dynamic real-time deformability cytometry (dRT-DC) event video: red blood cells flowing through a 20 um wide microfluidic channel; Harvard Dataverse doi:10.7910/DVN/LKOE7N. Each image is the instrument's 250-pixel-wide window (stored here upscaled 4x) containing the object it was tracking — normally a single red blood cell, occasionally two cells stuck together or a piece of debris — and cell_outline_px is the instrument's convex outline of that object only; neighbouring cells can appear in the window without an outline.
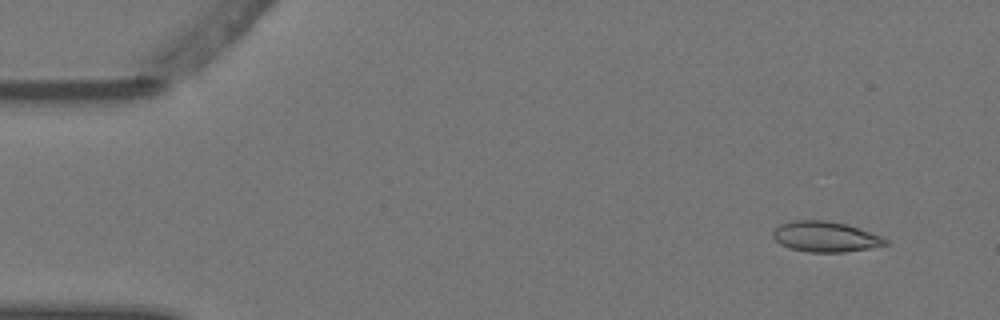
{"species": "Egyptian fruit bat (a non-hibernating species)", "species_latin": "Rousettus aegyptiacus", "temperature_condition": "warm", "stored_images_in_passage": 4, "camera_frame_rate_fps": 3000, "um_per_image_px": 0.085, "animal": {"sex": "female"}, "frame": {"image": 1, "passage_image": 1, "time_ms": 0.0, "image_size_px": [1000, 320], "cell_outline_px": [[888, 244], [872, 248], [844, 252], [808, 252], [788, 248], [780, 244], [772, 236], [772, 232], [780, 224], [792, 220], [828, 220], [848, 224], [860, 228], [880, 236], [888, 240]], "centroid_in_image_um": [70.15, 20.11], "position_along_channel_um": 14.8, "area_um2": 20.17}}
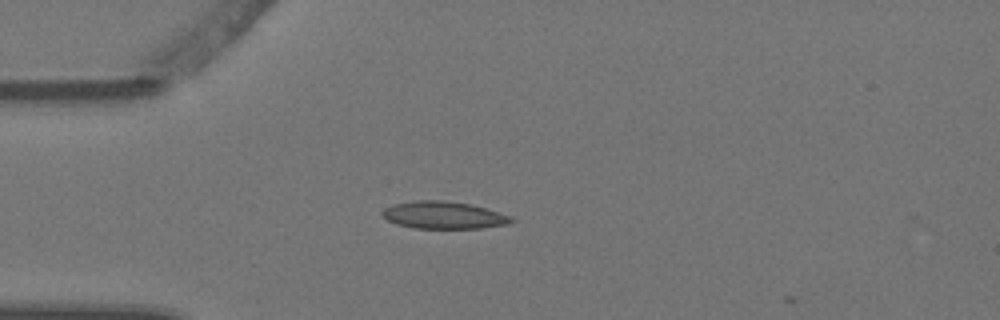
{"frame": {"image": 2, "passage_image": 3, "time_ms": 0.667, "image_size_px": [1000, 320], "cell_outline_px": [[516, 220], [508, 224], [480, 228], [416, 228], [396, 224], [388, 220], [380, 212], [384, 208], [392, 204], [412, 200], [444, 200], [468, 204], [484, 208], [512, 216]], "centroid_in_image_um": [37.69, 18.28], "position_along_channel_um": 47.3, "area_um2": 20.52}}